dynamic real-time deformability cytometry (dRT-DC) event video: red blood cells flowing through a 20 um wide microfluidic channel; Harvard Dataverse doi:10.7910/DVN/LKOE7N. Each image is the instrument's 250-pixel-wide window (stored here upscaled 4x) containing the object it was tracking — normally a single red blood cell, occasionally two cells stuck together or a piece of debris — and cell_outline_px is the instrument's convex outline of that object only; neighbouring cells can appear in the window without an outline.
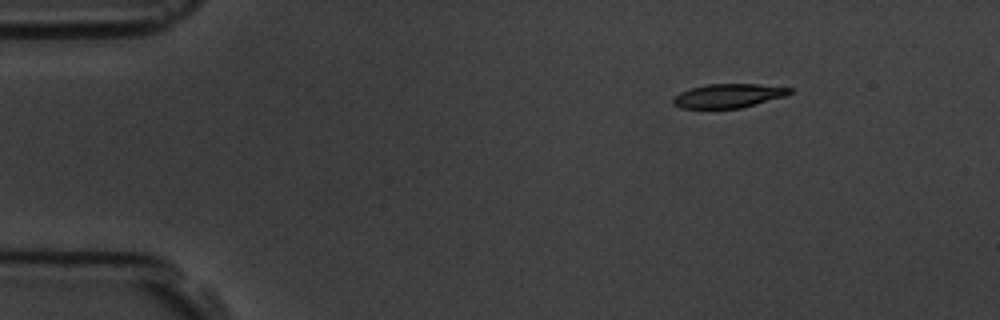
{"species": "common noctule bat (a hibernating species)", "species_latin": "Nyctalus noctula", "temperature_condition": "room temperature", "stored_images_in_passage": 9, "camera_frame_rate_fps": 3000, "um_per_image_px": 0.085, "animal": {"sex": "male", "body_mass_g": 19.5, "forearm_length_mm": 54.6}, "frame": {"image": 1, "passage_image": 1, "time_ms": 0.0, "image_size_px": [1000, 320], "cell_outline_px": [[792, 92], [784, 96], [740, 108], [680, 108], [672, 104], [672, 96], [680, 92], [692, 88], [708, 84], [756, 84], [792, 88]], "centroid_in_image_um": [61.85, 8.14], "position_along_channel_um": 23.2, "area_um2": 16.13}}
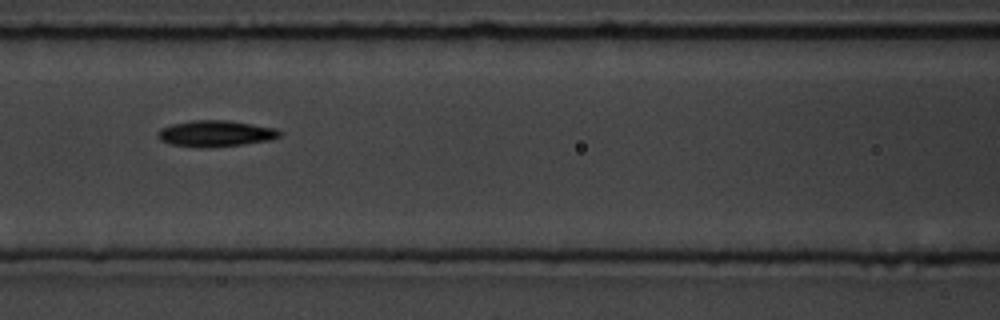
{"frame": {"image": 2, "passage_image": 6, "time_ms": 5.667, "image_size_px": [1000, 320], "cell_outline_px": [[284, 132], [280, 136], [268, 140], [244, 144], [208, 148], [200, 148], [172, 144], [160, 140], [156, 136], [156, 132], [160, 128], [172, 124], [192, 120], [224, 120], [252, 124], [276, 128]], "centroid_in_image_um": [18.3, 11.35], "position_along_channel_um": 148.3, "area_um2": 18.73}}
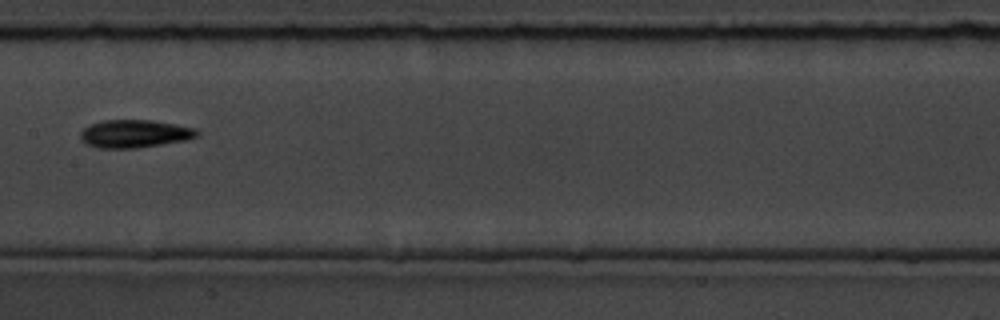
{"frame": {"image": 3, "passage_image": 7, "time_ms": 7.0, "image_size_px": [1000, 320], "cell_outline_px": [[200, 132], [196, 136], [188, 140], [136, 148], [96, 148], [80, 140], [80, 132], [88, 124], [104, 120], [152, 120], [196, 128]], "centroid_in_image_um": [11.42, 11.36], "position_along_channel_um": 196.0, "area_um2": 19.07}}